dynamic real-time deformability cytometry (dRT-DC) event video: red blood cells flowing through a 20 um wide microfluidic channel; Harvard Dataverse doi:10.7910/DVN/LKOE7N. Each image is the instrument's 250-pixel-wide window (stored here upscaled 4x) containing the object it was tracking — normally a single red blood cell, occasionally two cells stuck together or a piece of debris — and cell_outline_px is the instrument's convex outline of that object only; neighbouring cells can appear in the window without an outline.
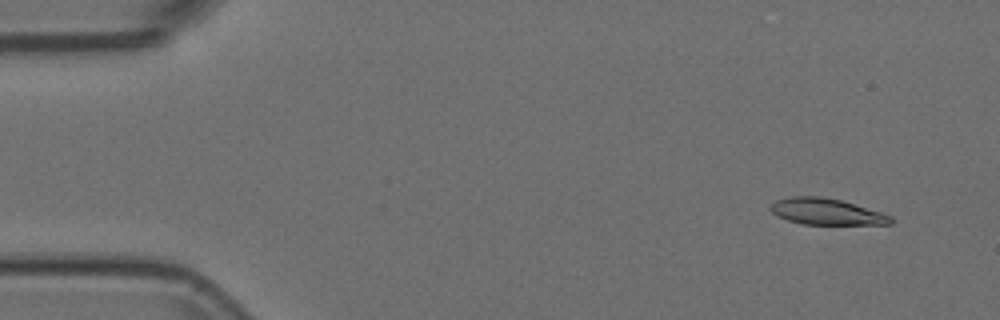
{"species": "Egyptian fruit bat (a non-hibernating species)", "species_latin": "Rousettus aegyptiacus", "temperature_condition": "room temperature", "stored_images_in_passage": 9, "camera_frame_rate_fps": 3000, "um_per_image_px": 0.085, "animal": {"sex": "female"}, "frame": {"image": 1, "passage_image": 4, "time_ms": 1.0, "image_size_px": [1000, 320], "cell_outline_px": [[892, 224], [804, 224], [788, 220], [776, 216], [768, 208], [776, 200], [792, 196], [820, 196], [840, 200], [880, 212], [892, 216]], "centroid_in_image_um": [70.2, 17.99], "position_along_channel_um": 14.8, "area_um2": 18.21}}